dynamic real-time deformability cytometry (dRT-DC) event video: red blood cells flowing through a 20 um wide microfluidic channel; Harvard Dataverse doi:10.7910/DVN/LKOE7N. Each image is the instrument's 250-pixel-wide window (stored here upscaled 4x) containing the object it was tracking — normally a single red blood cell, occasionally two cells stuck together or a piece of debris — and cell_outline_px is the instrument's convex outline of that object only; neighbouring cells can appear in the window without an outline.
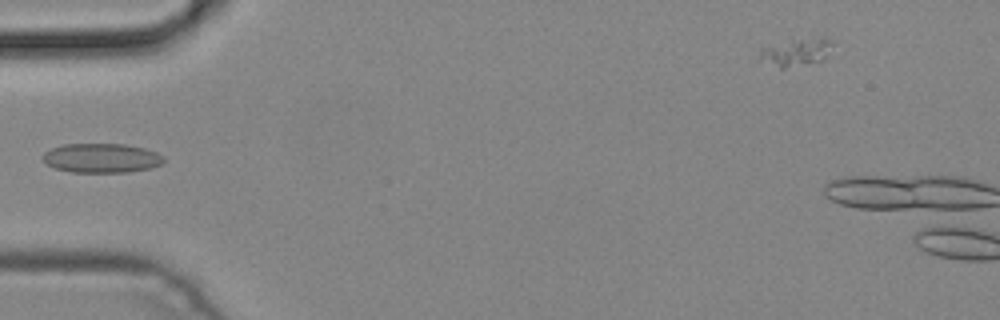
{"species": "common noctule bat (a hibernating species)", "species_latin": "Nyctalus noctula", "temperature_condition": "cold", "stored_images_in_passage": 3, "camera_frame_rate_fps": 3000, "um_per_image_px": 0.085, "animal": {"sex": "male", "body_mass_g": 19.2, "forearm_length_mm": 51.8}, "frame": {"image": 1, "passage_image": 3, "time_ms": 0.667, "image_size_px": [1000, 320], "cell_outline_px": [[164, 160], [160, 164], [152, 168], [128, 172], [72, 172], [56, 168], [48, 164], [40, 156], [44, 152], [52, 148], [64, 144], [124, 144], [144, 148], [156, 152], [164, 156]], "centroid_in_image_um": [8.64, 13.43], "position_along_channel_um": 76.4, "area_um2": 20.63}}